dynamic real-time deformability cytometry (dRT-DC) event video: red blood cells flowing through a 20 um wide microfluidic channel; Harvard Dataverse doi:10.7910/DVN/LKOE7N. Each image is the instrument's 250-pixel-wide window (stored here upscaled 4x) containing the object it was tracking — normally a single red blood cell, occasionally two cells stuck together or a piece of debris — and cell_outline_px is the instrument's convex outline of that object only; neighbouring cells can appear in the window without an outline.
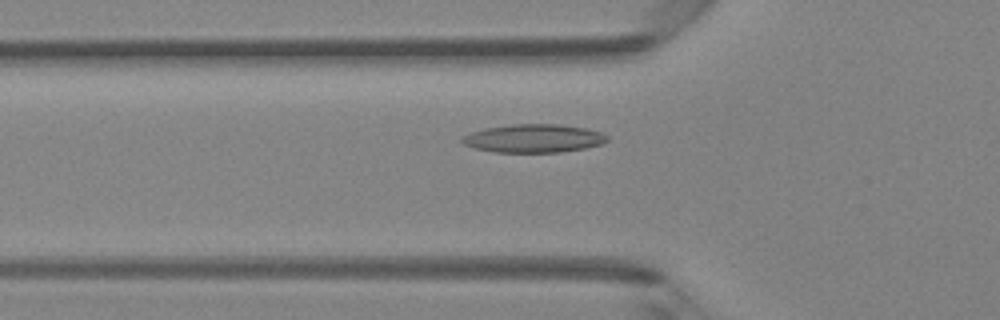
{"species": "Egyptian fruit bat (a non-hibernating species)", "species_latin": "Rousettus aegyptiacus", "temperature_condition": "room temperature", "stored_images_in_passage": 47, "camera_frame_rate_fps": 3000, "um_per_image_px": 0.085, "animal": {"sex": "female"}, "frame": {"image": 1, "passage_image": 16, "time_ms": 5.0, "image_size_px": [1000, 320], "cell_outline_px": [[608, 140], [600, 144], [584, 148], [560, 152], [496, 152], [476, 148], [464, 144], [460, 140], [464, 136], [472, 132], [484, 128], [512, 124], [556, 124], [588, 128], [600, 132], [608, 136]], "centroid_in_image_um": [45.37, 11.75], "position_along_channel_um": 80.4, "area_um2": 23.76}}
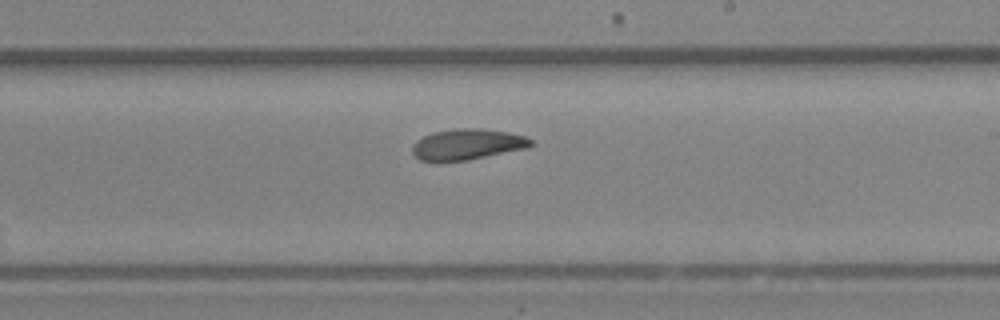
{"frame": {"image": 2, "passage_image": 28, "time_ms": 9.0, "image_size_px": [1000, 320], "cell_outline_px": [[532, 144], [528, 148], [468, 160], [436, 164], [420, 160], [412, 152], [412, 144], [416, 140], [432, 132], [456, 128], [480, 128], [508, 132], [524, 136], [532, 140]], "centroid_in_image_um": [39.66, 12.3], "position_along_channel_um": 249.3, "area_um2": 21.85}}
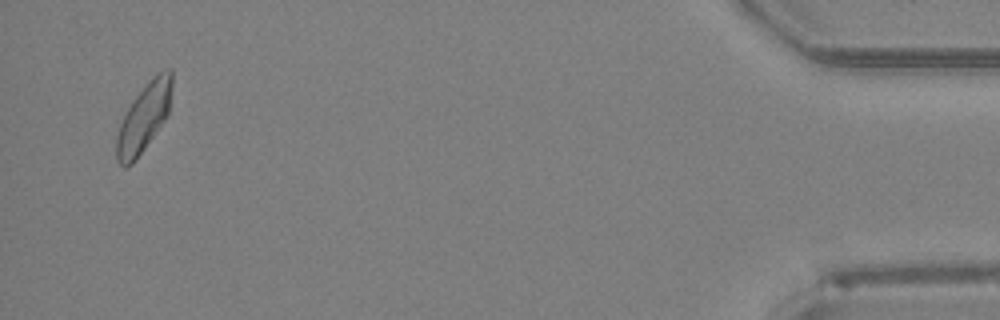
{"frame": {"image": 3, "passage_image": 46, "time_ms": 15.0, "image_size_px": [1000, 320], "cell_outline_px": [[172, 88], [168, 116], [132, 164], [124, 168], [116, 160], [116, 136], [120, 124], [132, 100], [152, 76], [168, 68], [172, 68]], "centroid_in_image_um": [12.24, 9.98], "position_along_channel_um": 423.0, "area_um2": 21.96}, "authors_computed_cell_mechanics": {"area_um2": 21.8484, "velocity_mm_per_s": 4.2401, "shape_relaxation_time_tau1_ms": 5.5816, "shape_relaxation_time_tau2_ms": 4.7936, "deformation_change_tau1": 0.1339, "deformation_change_tau2": 0.1203}}